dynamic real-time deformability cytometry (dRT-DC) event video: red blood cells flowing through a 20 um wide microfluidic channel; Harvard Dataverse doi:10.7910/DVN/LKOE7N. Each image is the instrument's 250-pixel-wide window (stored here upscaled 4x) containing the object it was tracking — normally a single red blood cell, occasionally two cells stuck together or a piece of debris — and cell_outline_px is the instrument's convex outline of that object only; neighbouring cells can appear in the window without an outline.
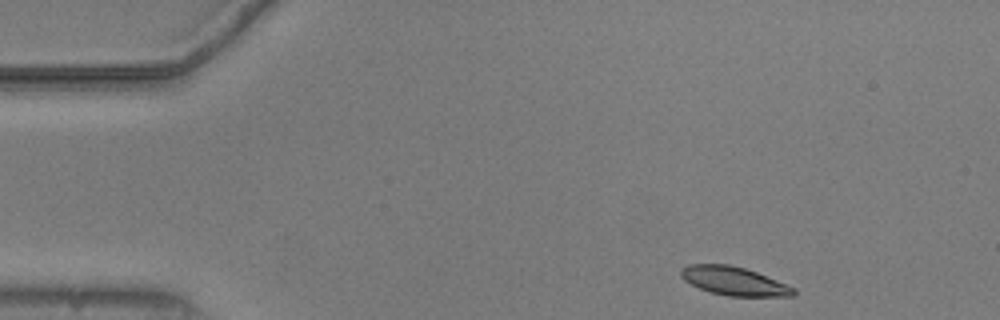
{"species": "common noctule bat (a hibernating species)", "species_latin": "Nyctalus noctula", "temperature_condition": "warm", "stored_images_in_passage": 9, "camera_frame_rate_fps": 3000, "um_per_image_px": 0.085, "animal": {"sex": "male", "body_mass_g": 20.5, "forearm_length_mm": 52.5}, "frame": {"image": 1, "passage_image": 1, "time_ms": 0.0, "image_size_px": [1000, 320], "cell_outline_px": [[796, 292], [792, 296], [728, 296], [712, 292], [700, 288], [684, 280], [680, 276], [680, 268], [688, 264], [728, 264], [744, 268], [756, 272], [796, 288]], "centroid_in_image_um": [62.37, 23.88], "position_along_channel_um": 22.6, "area_um2": 18.61}}